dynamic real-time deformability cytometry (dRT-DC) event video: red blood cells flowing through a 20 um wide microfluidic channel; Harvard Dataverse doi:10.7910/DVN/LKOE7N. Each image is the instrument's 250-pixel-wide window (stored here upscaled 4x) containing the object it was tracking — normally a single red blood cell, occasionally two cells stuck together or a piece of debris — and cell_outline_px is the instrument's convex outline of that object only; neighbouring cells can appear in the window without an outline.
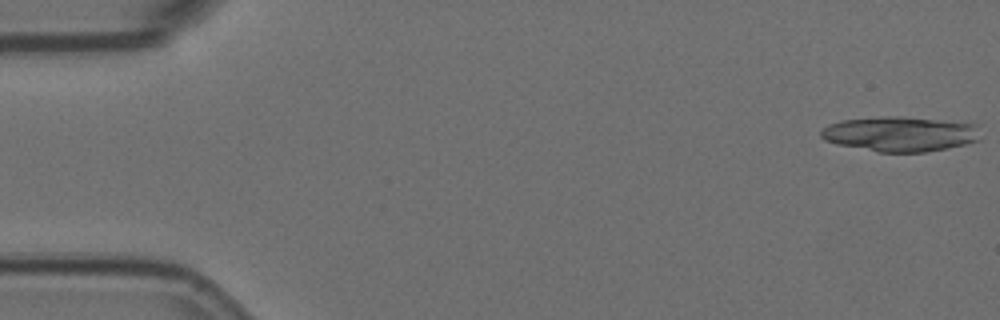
{"species": "Egyptian fruit bat (a non-hibernating species)", "species_latin": "Rousettus aegyptiacus", "temperature_condition": "room temperature", "stored_images_in_passage": 13, "camera_frame_rate_fps": 3000, "um_per_image_px": 0.085, "animal": {"sex": "female"}, "frame": {"image": 1, "passage_image": 1, "time_ms": 0.0, "image_size_px": [1000, 320], "cell_outline_px": [[980, 140], [948, 148], [924, 152], [880, 152], [836, 144], [824, 140], [820, 136], [820, 132], [828, 124], [840, 120], [884, 116], [900, 116], [976, 124]], "centroid_in_image_um": [76.47, 11.39], "position_along_channel_um": 8.5, "area_um2": 32.37}}